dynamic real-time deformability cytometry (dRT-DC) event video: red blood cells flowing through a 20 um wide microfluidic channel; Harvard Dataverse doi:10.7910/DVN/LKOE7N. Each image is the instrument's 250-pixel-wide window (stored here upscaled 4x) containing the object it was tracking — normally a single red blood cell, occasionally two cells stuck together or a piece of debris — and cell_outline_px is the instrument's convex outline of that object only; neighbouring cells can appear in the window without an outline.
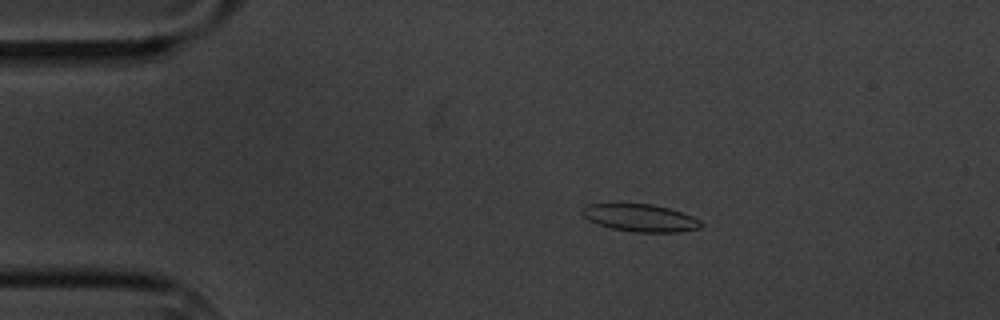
{"species": "common noctule bat (a hibernating species)", "species_latin": "Nyctalus noctula", "temperature_condition": "cold", "stored_images_in_passage": 7, "camera_frame_rate_fps": 3000, "um_per_image_px": 0.085, "animal": {"sex": "male", "body_mass_g": 20.1, "forearm_length_mm": 53.5}, "frame": {"image": 1, "passage_image": 4, "time_ms": 3.333, "image_size_px": [1000, 320], "cell_outline_px": [[700, 228], [680, 232], [636, 232], [612, 228], [588, 220], [580, 212], [580, 208], [588, 204], [652, 204], [668, 208], [692, 216], [700, 220]], "centroid_in_image_um": [54.4, 18.51], "position_along_channel_um": 30.6, "area_um2": 18.79}}
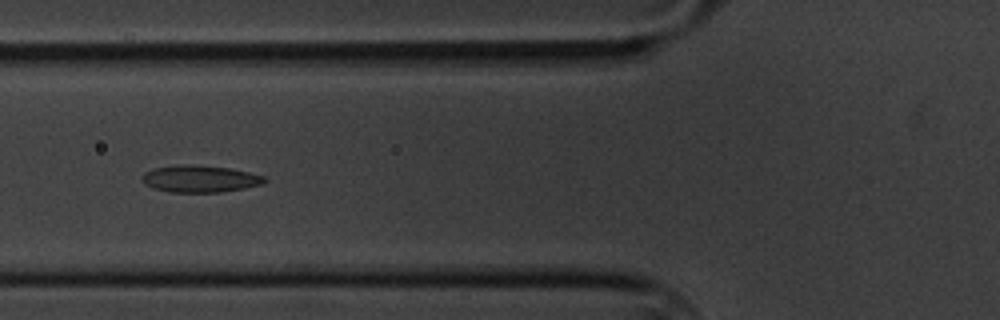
{"frame": {"image": 2, "passage_image": 7, "time_ms": 7.0, "image_size_px": [1000, 320], "cell_outline_px": [[268, 180], [264, 184], [244, 188], [220, 192], [168, 192], [152, 188], [144, 184], [144, 172], [156, 168], [228, 168], [248, 172], [264, 176]], "centroid_in_image_um": [17.08, 15.27], "position_along_channel_um": 108.7, "area_um2": 17.98}}